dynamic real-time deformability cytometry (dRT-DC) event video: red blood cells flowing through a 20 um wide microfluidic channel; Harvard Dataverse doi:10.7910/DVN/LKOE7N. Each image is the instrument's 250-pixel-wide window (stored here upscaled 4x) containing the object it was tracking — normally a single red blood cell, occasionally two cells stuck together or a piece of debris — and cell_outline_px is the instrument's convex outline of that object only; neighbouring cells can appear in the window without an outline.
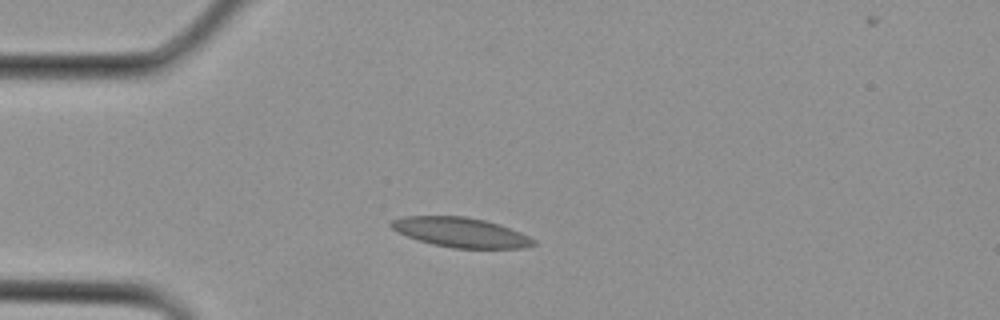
{"species": "Egyptian fruit bat (a non-hibernating species)", "species_latin": "Rousettus aegyptiacus", "temperature_condition": "cold", "stored_images_in_passage": 1, "camera_frame_rate_fps": 3000, "um_per_image_px": 0.085, "animal": {"sex": "female"}, "frame": {"image": 1, "passage_image": 1, "time_ms": 0.0, "image_size_px": [1000, 320], "cell_outline_px": [[536, 244], [520, 248], [452, 248], [432, 244], [408, 236], [392, 228], [388, 224], [392, 220], [404, 216], [464, 216], [484, 220], [520, 232], [536, 240]], "centroid_in_image_um": [39.15, 19.75], "position_along_channel_um": 45.8, "area_um2": 24.28}}